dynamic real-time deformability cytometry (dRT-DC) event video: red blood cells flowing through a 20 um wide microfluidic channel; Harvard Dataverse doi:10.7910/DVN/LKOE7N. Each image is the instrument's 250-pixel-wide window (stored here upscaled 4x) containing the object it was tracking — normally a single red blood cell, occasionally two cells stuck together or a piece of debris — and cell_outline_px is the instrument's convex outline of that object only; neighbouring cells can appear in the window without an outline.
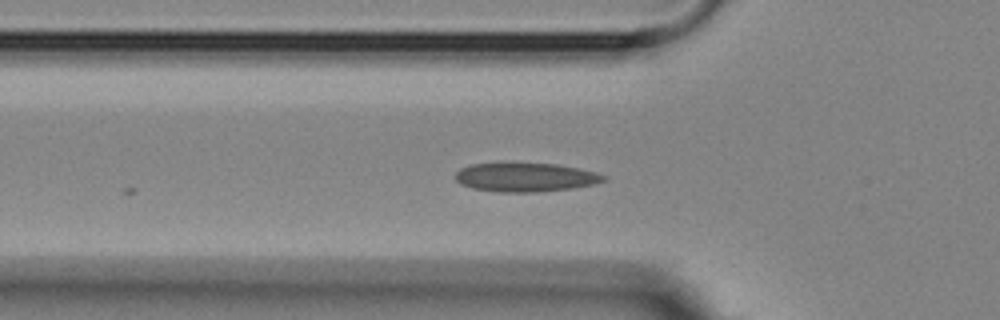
{"species": "Egyptian fruit bat (a non-hibernating species)", "species_latin": "Rousettus aegyptiacus", "temperature_condition": "room temperature", "stored_images_in_passage": 13, "camera_frame_rate_fps": 3000, "um_per_image_px": 0.085, "animal": {"sex": "female"}, "frame": {"image": 1, "passage_image": 2, "time_ms": 0.333, "image_size_px": [1000, 320], "cell_outline_px": [[608, 180], [592, 184], [572, 188], [540, 192], [500, 192], [472, 188], [460, 184], [456, 180], [456, 172], [460, 168], [472, 164], [556, 164], [580, 168], [596, 172], [608, 176]], "centroid_in_image_um": [44.71, 15.08], "position_along_channel_um": 81.1, "area_um2": 24.8}}
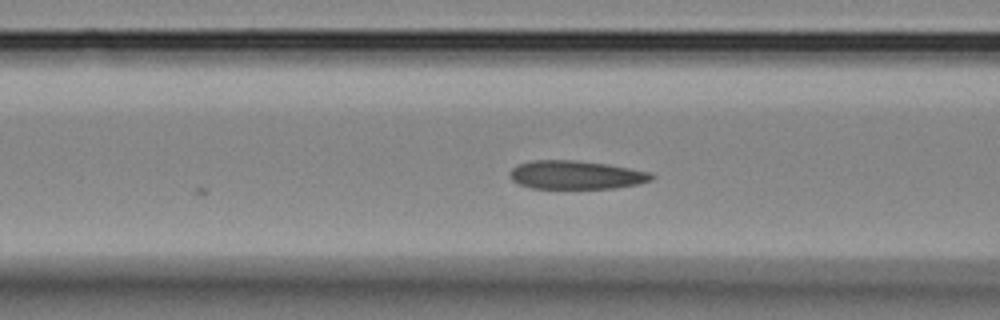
{"frame": {"image": 2, "passage_image": 5, "time_ms": 1.333, "image_size_px": [1000, 320], "cell_outline_px": [[656, 176], [652, 180], [640, 184], [616, 188], [532, 188], [520, 184], [512, 180], [508, 176], [508, 172], [512, 168], [520, 164], [532, 160], [576, 160], [608, 164], [648, 172]], "centroid_in_image_um": [48.96, 14.87], "position_along_channel_um": 117.6, "area_um2": 23.58}}
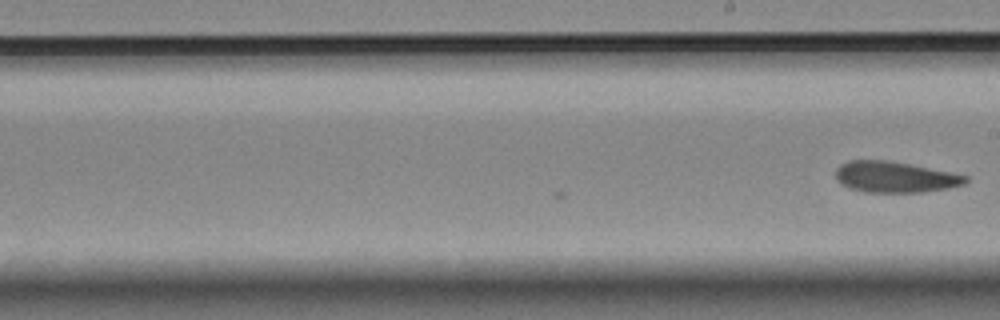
{"frame": {"image": 3, "passage_image": 13, "time_ms": 4.0, "image_size_px": [1000, 320], "cell_outline_px": [[968, 180], [964, 184], [948, 188], [924, 192], [864, 192], [848, 188], [840, 184], [836, 180], [836, 168], [840, 164], [848, 160], [884, 160], [908, 164], [968, 176]], "centroid_in_image_um": [76.0, 15.05], "position_along_channel_um": 213.0, "area_um2": 23.35}}